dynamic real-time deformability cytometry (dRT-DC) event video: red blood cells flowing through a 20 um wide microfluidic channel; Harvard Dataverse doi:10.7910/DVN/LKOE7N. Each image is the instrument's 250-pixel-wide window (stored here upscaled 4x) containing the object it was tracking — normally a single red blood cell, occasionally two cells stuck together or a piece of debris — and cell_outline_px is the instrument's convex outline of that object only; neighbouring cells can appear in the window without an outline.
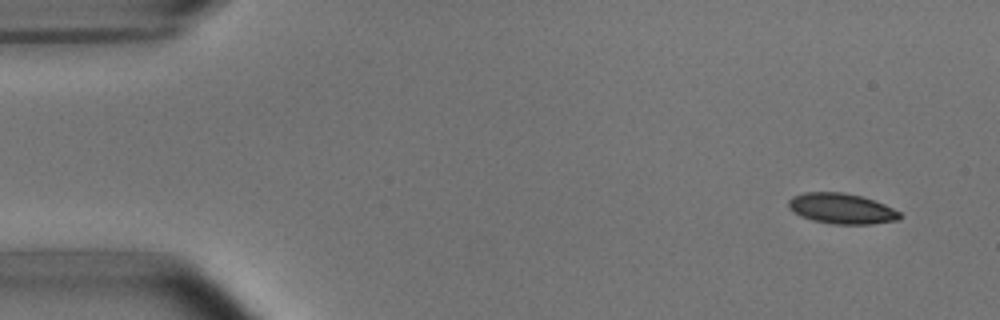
{"species": "common noctule bat (a hibernating species)", "species_latin": "Nyctalus noctula", "temperature_condition": "room temperature", "stored_images_in_passage": 50, "camera_frame_rate_fps": 3000, "um_per_image_px": 0.085, "animal": {"sex": "male", "body_mass_g": 15.6}, "frame": {"image": 1, "passage_image": 1, "time_ms": 0.0, "image_size_px": [1000, 320], "cell_outline_px": [[900, 220], [872, 224], [832, 224], [812, 220], [800, 216], [788, 208], [788, 200], [792, 196], [804, 192], [844, 192], [860, 196], [884, 204], [900, 212]], "centroid_in_image_um": [71.5, 17.73], "position_along_channel_um": 13.5, "area_um2": 19.83}}
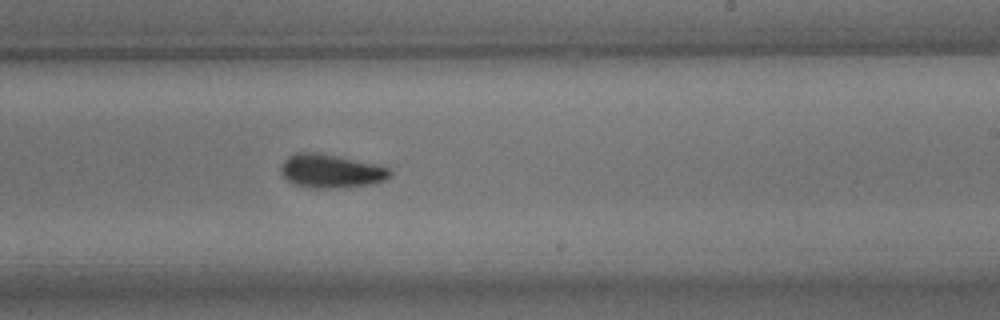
{"frame": {"image": 2, "passage_image": 29, "time_ms": 9.333, "image_size_px": [1000, 320], "cell_outline_px": [[392, 176], [384, 180], [372, 184], [336, 188], [308, 188], [296, 184], [288, 180], [280, 172], [280, 164], [288, 156], [296, 152], [312, 152], [336, 156], [380, 164], [388, 168], [392, 172]], "centroid_in_image_um": [28.14, 14.54], "position_along_channel_um": 260.9, "area_um2": 21.5}}
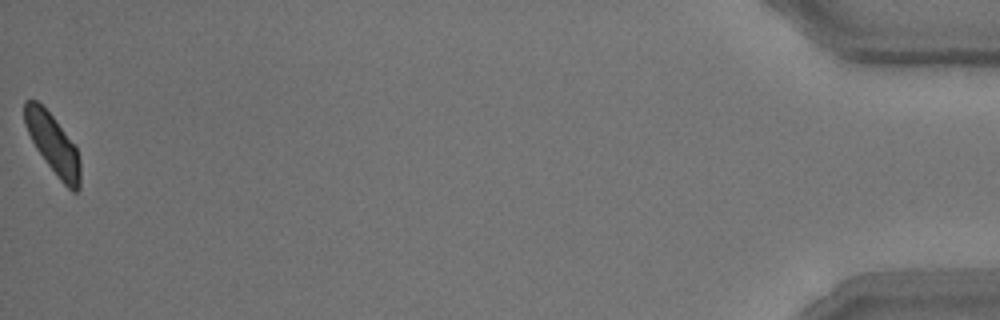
{"frame": {"image": 3, "passage_image": 50, "time_ms": 16.333, "image_size_px": [1000, 320], "cell_outline_px": [[80, 188], [76, 192], [72, 192], [60, 180], [44, 160], [36, 148], [24, 124], [24, 100], [36, 100], [52, 116], [76, 148], [80, 160]], "centroid_in_image_um": [4.5, 12.28], "position_along_channel_um": 430.7, "area_um2": 19.02}, "authors_computed_cell_mechanics": {"area_um2": 20.4901, "velocity_mm_per_s": 3.7969, "shape_relaxation_time_tau1_ms": 4.5582, "shape_relaxation_time_tau2_ms": 5.1547, "deformation_change_tau1": 0.1172, "deformation_change_tau2": 0.0909}}